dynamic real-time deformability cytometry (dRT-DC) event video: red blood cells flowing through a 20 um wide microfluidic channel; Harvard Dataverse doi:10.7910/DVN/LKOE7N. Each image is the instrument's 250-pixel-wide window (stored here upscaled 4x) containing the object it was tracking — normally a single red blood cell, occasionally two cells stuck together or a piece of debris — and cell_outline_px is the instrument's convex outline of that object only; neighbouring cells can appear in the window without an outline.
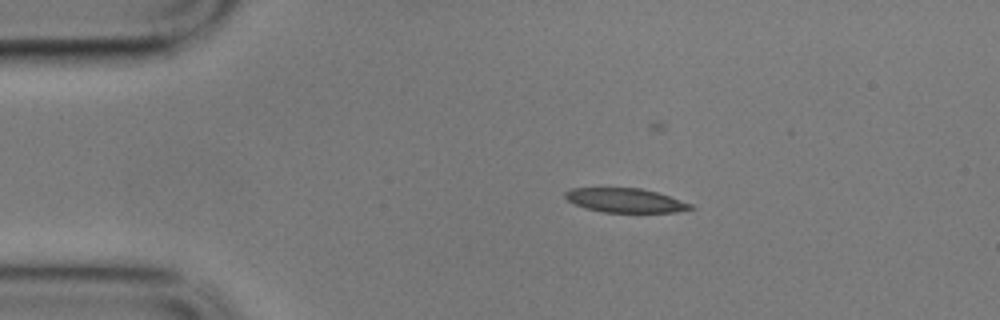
{"species": "common noctule bat (a hibernating species)", "species_latin": "Nyctalus noctula", "temperature_condition": "cold", "stored_images_in_passage": 4, "camera_frame_rate_fps": 3000, "um_per_image_px": 0.085, "animal": {"sex": "male", "body_mass_g": 17.9}, "frame": {"image": 1, "passage_image": 2, "time_ms": 0.333, "image_size_px": [1000, 320], "cell_outline_px": [[696, 208], [676, 212], [600, 212], [584, 208], [568, 200], [564, 196], [564, 192], [572, 188], [640, 188], [656, 192], [692, 204]], "centroid_in_image_um": [53.14, 17.04], "position_along_channel_um": 31.9, "area_um2": 17.57}}
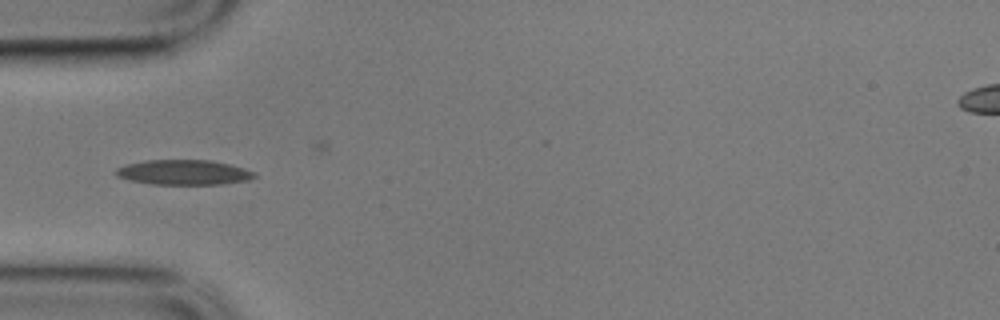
{"frame": {"image": 2, "passage_image": 4, "time_ms": 1.0, "image_size_px": [1000, 320], "cell_outline_px": [[256, 176], [248, 180], [220, 184], [152, 184], [132, 180], [116, 176], [116, 168], [128, 164], [144, 160], [208, 160], [228, 164], [244, 168], [256, 172]], "centroid_in_image_um": [15.63, 14.64], "position_along_channel_um": 69.4, "area_um2": 19.94}}